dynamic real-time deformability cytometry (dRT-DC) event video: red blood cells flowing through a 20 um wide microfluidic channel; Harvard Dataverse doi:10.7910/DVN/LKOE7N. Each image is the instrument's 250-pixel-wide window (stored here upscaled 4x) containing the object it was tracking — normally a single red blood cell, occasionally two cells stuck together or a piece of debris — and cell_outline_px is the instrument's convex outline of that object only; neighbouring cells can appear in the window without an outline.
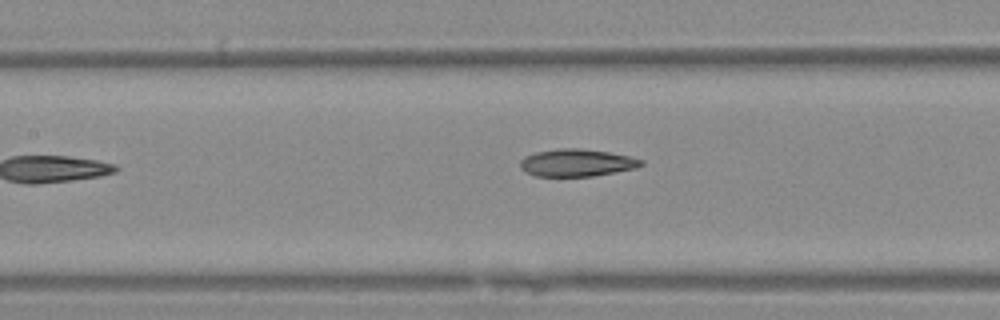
{"species": "Egyptian fruit bat (a non-hibernating species)", "species_latin": "Rousettus aegyptiacus", "temperature_condition": "warm", "stored_images_in_passage": 4, "camera_frame_rate_fps": 3000, "um_per_image_px": 0.085, "animal": {"sex": "female"}, "frame": {"image": 1, "passage_image": 4, "time_ms": 3.667, "image_size_px": [1000, 320], "cell_outline_px": [[644, 164], [636, 168], [616, 172], [592, 176], [536, 176], [520, 168], [520, 160], [524, 156], [536, 152], [560, 148], [580, 148], [608, 152], [628, 156], [644, 160]], "centroid_in_image_um": [49.03, 13.83], "position_along_channel_um": 158.4, "area_um2": 19.25}}